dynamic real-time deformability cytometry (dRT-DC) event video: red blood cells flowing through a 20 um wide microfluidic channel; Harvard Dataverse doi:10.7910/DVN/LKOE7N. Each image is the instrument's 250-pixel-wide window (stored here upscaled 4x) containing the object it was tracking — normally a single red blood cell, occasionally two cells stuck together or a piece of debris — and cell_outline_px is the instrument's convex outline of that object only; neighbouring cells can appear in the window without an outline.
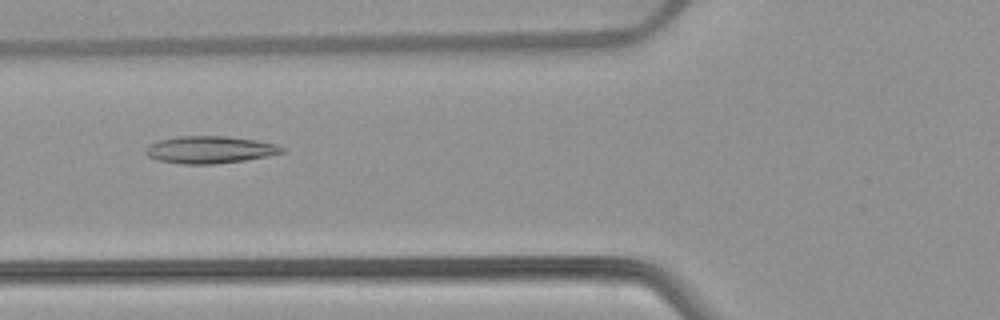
{"species": "common noctule bat (a hibernating species)", "species_latin": "Nyctalus noctula", "temperature_condition": "warm", "stored_images_in_passage": 52, "camera_frame_rate_fps": 3000, "um_per_image_px": 0.085, "animal": {"sex": "female", "body_mass_g": 22.7, "forearm_length_mm": 54.2}, "frame": {"image": 1, "passage_image": 20, "time_ms": 6.333, "image_size_px": [1000, 320], "cell_outline_px": [[288, 148], [284, 152], [268, 156], [244, 160], [212, 164], [184, 164], [156, 160], [148, 156], [144, 152], [144, 148], [148, 144], [156, 140], [176, 136], [228, 136], [256, 140], [276, 144]], "centroid_in_image_um": [17.81, 12.71], "position_along_channel_um": 108.0, "area_um2": 21.96}}
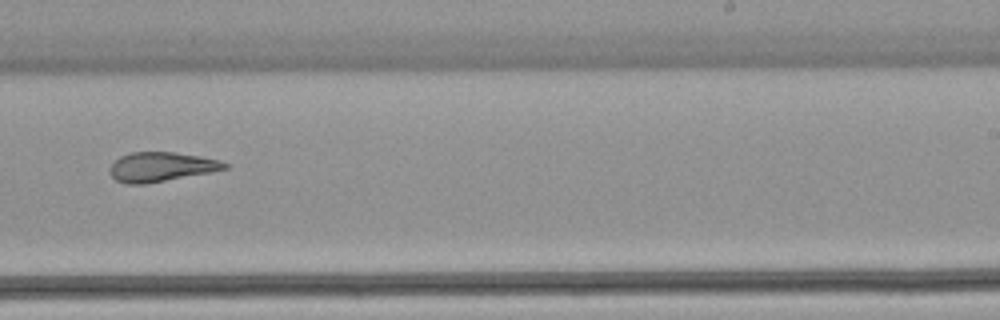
{"frame": {"image": 2, "passage_image": 33, "time_ms": 10.667, "image_size_px": [1000, 320], "cell_outline_px": [[228, 168], [212, 172], [144, 184], [124, 184], [116, 180], [108, 172], [108, 168], [120, 156], [132, 152], [172, 152], [200, 156], [220, 160], [228, 164]], "centroid_in_image_um": [13.68, 14.19], "position_along_channel_um": 275.3, "area_um2": 19.71}}
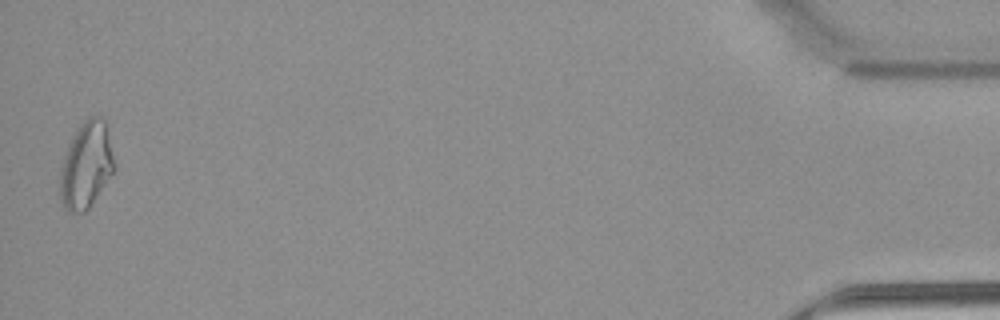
{"frame": {"image": 3, "passage_image": 52, "time_ms": 17.0, "image_size_px": [1000, 320], "cell_outline_px": [[116, 168], [88, 208], [84, 212], [68, 212], [64, 208], [60, 200], [60, 168], [68, 144], [76, 128], [88, 116], [104, 116], [116, 164]], "centroid_in_image_um": [7.33, 14.0], "position_along_channel_um": 427.9, "area_um2": 27.57}, "authors_computed_cell_mechanics": {"area_um2": 23.0911, "velocity_mm_per_s": 3.8723, "shape_relaxation_time_tau1_ms": null, "shape_relaxation_time_tau2_ms": 2.8236, "deformation_change_tau1": null, "deformation_change_tau2": 0.1016}}